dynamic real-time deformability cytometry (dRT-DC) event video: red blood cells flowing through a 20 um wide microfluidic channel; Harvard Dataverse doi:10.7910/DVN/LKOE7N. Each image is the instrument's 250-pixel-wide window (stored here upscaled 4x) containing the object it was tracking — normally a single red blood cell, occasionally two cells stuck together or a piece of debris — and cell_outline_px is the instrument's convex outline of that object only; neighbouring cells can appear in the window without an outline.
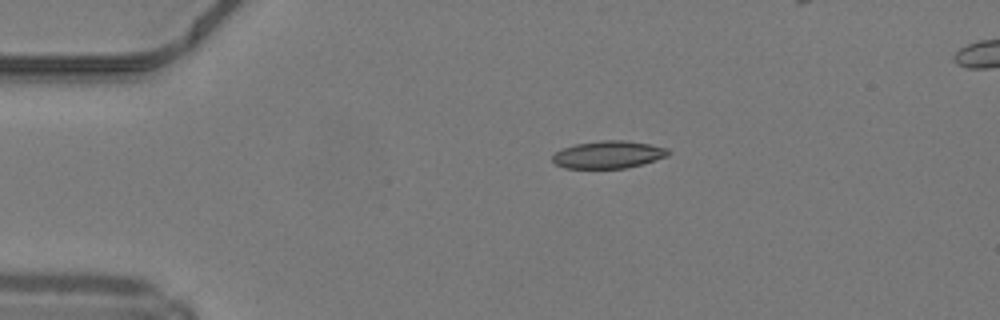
{"species": "common noctule bat (a hibernating species)", "species_latin": "Nyctalus noctula", "temperature_condition": "warm", "stored_images_in_passage": 35, "camera_frame_rate_fps": 3000, "um_per_image_px": 0.085, "animal": {"sex": "male", "body_mass_g": 19.2, "forearm_length_mm": 51.8}, "frame": {"image": 1, "passage_image": 1, "time_ms": 0.0, "image_size_px": [1000, 320], "cell_outline_px": [[672, 152], [668, 156], [656, 160], [624, 168], [564, 168], [556, 164], [552, 160], [552, 156], [556, 152], [564, 148], [576, 144], [600, 140], [624, 140], [648, 144], [668, 148]], "centroid_in_image_um": [51.73, 13.14], "position_along_channel_um": 33.3, "area_um2": 18.44}}
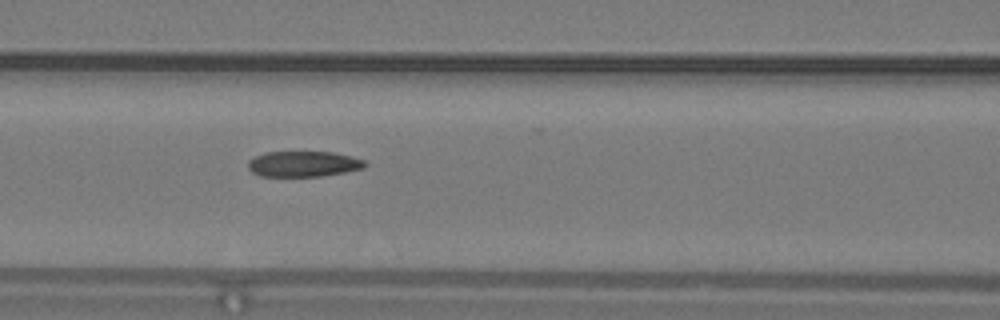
{"frame": {"image": 2, "passage_image": 12, "time_ms": 3.667, "image_size_px": [1000, 320], "cell_outline_px": [[368, 164], [364, 168], [344, 172], [320, 176], [260, 176], [252, 172], [248, 168], [248, 160], [264, 152], [332, 152], [352, 156], [364, 160]], "centroid_in_image_um": [25.79, 13.93], "position_along_channel_um": 140.8, "area_um2": 17.46}}
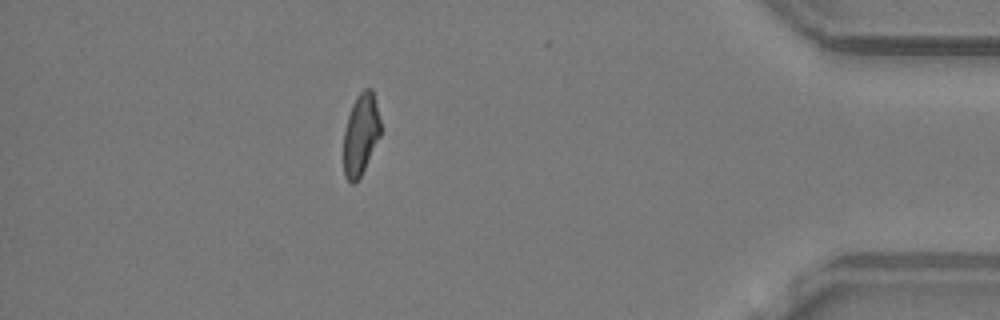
{"frame": {"image": 3, "passage_image": 34, "time_ms": 11.0, "image_size_px": [1000, 320], "cell_outline_px": [[380, 136], [360, 176], [352, 184], [344, 176], [344, 132], [348, 116], [352, 104], [356, 96], [364, 88], [372, 88], [380, 120]], "centroid_in_image_um": [30.65, 11.39], "position_along_channel_um": 404.5, "area_um2": 17.28}}